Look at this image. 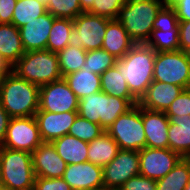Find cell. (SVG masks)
Returning a JSON list of instances; mask_svg holds the SVG:
<instances>
[{
  "label": "cell",
  "mask_w": 190,
  "mask_h": 190,
  "mask_svg": "<svg viewBox=\"0 0 190 190\" xmlns=\"http://www.w3.org/2000/svg\"><path fill=\"white\" fill-rule=\"evenodd\" d=\"M156 51L146 43H136L128 53L117 60L118 68L131 94L140 101L153 81Z\"/></svg>",
  "instance_id": "cell-1"
},
{
  "label": "cell",
  "mask_w": 190,
  "mask_h": 190,
  "mask_svg": "<svg viewBox=\"0 0 190 190\" xmlns=\"http://www.w3.org/2000/svg\"><path fill=\"white\" fill-rule=\"evenodd\" d=\"M39 90V86L12 72L0 80V103L11 118L35 116Z\"/></svg>",
  "instance_id": "cell-2"
},
{
  "label": "cell",
  "mask_w": 190,
  "mask_h": 190,
  "mask_svg": "<svg viewBox=\"0 0 190 190\" xmlns=\"http://www.w3.org/2000/svg\"><path fill=\"white\" fill-rule=\"evenodd\" d=\"M168 0H126L117 20L135 43H146L160 9Z\"/></svg>",
  "instance_id": "cell-3"
},
{
  "label": "cell",
  "mask_w": 190,
  "mask_h": 190,
  "mask_svg": "<svg viewBox=\"0 0 190 190\" xmlns=\"http://www.w3.org/2000/svg\"><path fill=\"white\" fill-rule=\"evenodd\" d=\"M13 72L39 87L63 78L58 54L47 49L25 52L13 66Z\"/></svg>",
  "instance_id": "cell-4"
},
{
  "label": "cell",
  "mask_w": 190,
  "mask_h": 190,
  "mask_svg": "<svg viewBox=\"0 0 190 190\" xmlns=\"http://www.w3.org/2000/svg\"><path fill=\"white\" fill-rule=\"evenodd\" d=\"M132 107L126 99L100 91L81 98L77 112L81 117L99 124L107 131L120 115L125 114Z\"/></svg>",
  "instance_id": "cell-5"
},
{
  "label": "cell",
  "mask_w": 190,
  "mask_h": 190,
  "mask_svg": "<svg viewBox=\"0 0 190 190\" xmlns=\"http://www.w3.org/2000/svg\"><path fill=\"white\" fill-rule=\"evenodd\" d=\"M0 171L7 190H27L34 187L35 172L31 153L0 147Z\"/></svg>",
  "instance_id": "cell-6"
},
{
  "label": "cell",
  "mask_w": 190,
  "mask_h": 190,
  "mask_svg": "<svg viewBox=\"0 0 190 190\" xmlns=\"http://www.w3.org/2000/svg\"><path fill=\"white\" fill-rule=\"evenodd\" d=\"M142 107L137 104L120 115L106 131L121 150L140 151L146 147Z\"/></svg>",
  "instance_id": "cell-7"
},
{
  "label": "cell",
  "mask_w": 190,
  "mask_h": 190,
  "mask_svg": "<svg viewBox=\"0 0 190 190\" xmlns=\"http://www.w3.org/2000/svg\"><path fill=\"white\" fill-rule=\"evenodd\" d=\"M153 81L190 87V59L184 51L157 52L154 61Z\"/></svg>",
  "instance_id": "cell-8"
},
{
  "label": "cell",
  "mask_w": 190,
  "mask_h": 190,
  "mask_svg": "<svg viewBox=\"0 0 190 190\" xmlns=\"http://www.w3.org/2000/svg\"><path fill=\"white\" fill-rule=\"evenodd\" d=\"M110 21L88 12L81 13L73 20V30L68 45L85 51L101 49L106 27Z\"/></svg>",
  "instance_id": "cell-9"
},
{
  "label": "cell",
  "mask_w": 190,
  "mask_h": 190,
  "mask_svg": "<svg viewBox=\"0 0 190 190\" xmlns=\"http://www.w3.org/2000/svg\"><path fill=\"white\" fill-rule=\"evenodd\" d=\"M146 44L156 52L180 50L179 20L168 2L157 13L151 36Z\"/></svg>",
  "instance_id": "cell-10"
},
{
  "label": "cell",
  "mask_w": 190,
  "mask_h": 190,
  "mask_svg": "<svg viewBox=\"0 0 190 190\" xmlns=\"http://www.w3.org/2000/svg\"><path fill=\"white\" fill-rule=\"evenodd\" d=\"M42 142L35 116L12 117L1 147L32 153Z\"/></svg>",
  "instance_id": "cell-11"
},
{
  "label": "cell",
  "mask_w": 190,
  "mask_h": 190,
  "mask_svg": "<svg viewBox=\"0 0 190 190\" xmlns=\"http://www.w3.org/2000/svg\"><path fill=\"white\" fill-rule=\"evenodd\" d=\"M78 97L70 89L64 78L40 87L38 111L51 113L77 112Z\"/></svg>",
  "instance_id": "cell-12"
},
{
  "label": "cell",
  "mask_w": 190,
  "mask_h": 190,
  "mask_svg": "<svg viewBox=\"0 0 190 190\" xmlns=\"http://www.w3.org/2000/svg\"><path fill=\"white\" fill-rule=\"evenodd\" d=\"M139 172V151L120 149L115 158L103 167L104 190H119Z\"/></svg>",
  "instance_id": "cell-13"
},
{
  "label": "cell",
  "mask_w": 190,
  "mask_h": 190,
  "mask_svg": "<svg viewBox=\"0 0 190 190\" xmlns=\"http://www.w3.org/2000/svg\"><path fill=\"white\" fill-rule=\"evenodd\" d=\"M182 158L169 148L145 147L139 151V175L157 181L165 177Z\"/></svg>",
  "instance_id": "cell-14"
},
{
  "label": "cell",
  "mask_w": 190,
  "mask_h": 190,
  "mask_svg": "<svg viewBox=\"0 0 190 190\" xmlns=\"http://www.w3.org/2000/svg\"><path fill=\"white\" fill-rule=\"evenodd\" d=\"M62 178L73 190H104L103 167L89 161L67 165Z\"/></svg>",
  "instance_id": "cell-15"
},
{
  "label": "cell",
  "mask_w": 190,
  "mask_h": 190,
  "mask_svg": "<svg viewBox=\"0 0 190 190\" xmlns=\"http://www.w3.org/2000/svg\"><path fill=\"white\" fill-rule=\"evenodd\" d=\"M32 165L36 177L62 178L66 162L58 155L52 142H42L32 153Z\"/></svg>",
  "instance_id": "cell-16"
},
{
  "label": "cell",
  "mask_w": 190,
  "mask_h": 190,
  "mask_svg": "<svg viewBox=\"0 0 190 190\" xmlns=\"http://www.w3.org/2000/svg\"><path fill=\"white\" fill-rule=\"evenodd\" d=\"M55 19L52 14L46 12L19 28L25 52L47 49L48 37Z\"/></svg>",
  "instance_id": "cell-17"
},
{
  "label": "cell",
  "mask_w": 190,
  "mask_h": 190,
  "mask_svg": "<svg viewBox=\"0 0 190 190\" xmlns=\"http://www.w3.org/2000/svg\"><path fill=\"white\" fill-rule=\"evenodd\" d=\"M78 112L51 113L37 111L35 118L43 142H52L54 139L67 135L74 123Z\"/></svg>",
  "instance_id": "cell-18"
},
{
  "label": "cell",
  "mask_w": 190,
  "mask_h": 190,
  "mask_svg": "<svg viewBox=\"0 0 190 190\" xmlns=\"http://www.w3.org/2000/svg\"><path fill=\"white\" fill-rule=\"evenodd\" d=\"M142 121L146 137V147L168 148L169 118L162 111L142 107Z\"/></svg>",
  "instance_id": "cell-19"
},
{
  "label": "cell",
  "mask_w": 190,
  "mask_h": 190,
  "mask_svg": "<svg viewBox=\"0 0 190 190\" xmlns=\"http://www.w3.org/2000/svg\"><path fill=\"white\" fill-rule=\"evenodd\" d=\"M183 90L177 85L152 81L138 104L149 110L165 112Z\"/></svg>",
  "instance_id": "cell-20"
},
{
  "label": "cell",
  "mask_w": 190,
  "mask_h": 190,
  "mask_svg": "<svg viewBox=\"0 0 190 190\" xmlns=\"http://www.w3.org/2000/svg\"><path fill=\"white\" fill-rule=\"evenodd\" d=\"M135 44V41L117 19L111 20L107 24L102 49L113 55L117 60L123 58Z\"/></svg>",
  "instance_id": "cell-21"
},
{
  "label": "cell",
  "mask_w": 190,
  "mask_h": 190,
  "mask_svg": "<svg viewBox=\"0 0 190 190\" xmlns=\"http://www.w3.org/2000/svg\"><path fill=\"white\" fill-rule=\"evenodd\" d=\"M169 118L168 148L183 158H190V116Z\"/></svg>",
  "instance_id": "cell-22"
},
{
  "label": "cell",
  "mask_w": 190,
  "mask_h": 190,
  "mask_svg": "<svg viewBox=\"0 0 190 190\" xmlns=\"http://www.w3.org/2000/svg\"><path fill=\"white\" fill-rule=\"evenodd\" d=\"M24 53L19 29L12 23H0V55L14 66Z\"/></svg>",
  "instance_id": "cell-23"
},
{
  "label": "cell",
  "mask_w": 190,
  "mask_h": 190,
  "mask_svg": "<svg viewBox=\"0 0 190 190\" xmlns=\"http://www.w3.org/2000/svg\"><path fill=\"white\" fill-rule=\"evenodd\" d=\"M52 144L67 165L88 161V142L86 141L67 134L54 139Z\"/></svg>",
  "instance_id": "cell-24"
},
{
  "label": "cell",
  "mask_w": 190,
  "mask_h": 190,
  "mask_svg": "<svg viewBox=\"0 0 190 190\" xmlns=\"http://www.w3.org/2000/svg\"><path fill=\"white\" fill-rule=\"evenodd\" d=\"M119 150L116 141L105 131L88 142V161L104 167L115 158Z\"/></svg>",
  "instance_id": "cell-25"
},
{
  "label": "cell",
  "mask_w": 190,
  "mask_h": 190,
  "mask_svg": "<svg viewBox=\"0 0 190 190\" xmlns=\"http://www.w3.org/2000/svg\"><path fill=\"white\" fill-rule=\"evenodd\" d=\"M64 79L79 100L84 96L101 91V76L89 72L88 69L70 73Z\"/></svg>",
  "instance_id": "cell-26"
},
{
  "label": "cell",
  "mask_w": 190,
  "mask_h": 190,
  "mask_svg": "<svg viewBox=\"0 0 190 190\" xmlns=\"http://www.w3.org/2000/svg\"><path fill=\"white\" fill-rule=\"evenodd\" d=\"M101 76V91L108 95L126 99L132 106L138 104V100L131 94L128 84L124 81L116 66L109 68Z\"/></svg>",
  "instance_id": "cell-27"
},
{
  "label": "cell",
  "mask_w": 190,
  "mask_h": 190,
  "mask_svg": "<svg viewBox=\"0 0 190 190\" xmlns=\"http://www.w3.org/2000/svg\"><path fill=\"white\" fill-rule=\"evenodd\" d=\"M190 179V158H182L163 178L156 181V190H184Z\"/></svg>",
  "instance_id": "cell-28"
},
{
  "label": "cell",
  "mask_w": 190,
  "mask_h": 190,
  "mask_svg": "<svg viewBox=\"0 0 190 190\" xmlns=\"http://www.w3.org/2000/svg\"><path fill=\"white\" fill-rule=\"evenodd\" d=\"M46 12V5L38 0H17L11 23L19 29Z\"/></svg>",
  "instance_id": "cell-29"
},
{
  "label": "cell",
  "mask_w": 190,
  "mask_h": 190,
  "mask_svg": "<svg viewBox=\"0 0 190 190\" xmlns=\"http://www.w3.org/2000/svg\"><path fill=\"white\" fill-rule=\"evenodd\" d=\"M72 30V19L56 18L48 37L47 50L58 53L60 50L66 48Z\"/></svg>",
  "instance_id": "cell-30"
},
{
  "label": "cell",
  "mask_w": 190,
  "mask_h": 190,
  "mask_svg": "<svg viewBox=\"0 0 190 190\" xmlns=\"http://www.w3.org/2000/svg\"><path fill=\"white\" fill-rule=\"evenodd\" d=\"M86 53L87 51L84 49L70 45L57 53L63 78L82 69V66L85 64Z\"/></svg>",
  "instance_id": "cell-31"
},
{
  "label": "cell",
  "mask_w": 190,
  "mask_h": 190,
  "mask_svg": "<svg viewBox=\"0 0 190 190\" xmlns=\"http://www.w3.org/2000/svg\"><path fill=\"white\" fill-rule=\"evenodd\" d=\"M117 59L104 49L90 50L86 53L85 64L82 69H88L89 72L101 75L109 68L115 66Z\"/></svg>",
  "instance_id": "cell-32"
},
{
  "label": "cell",
  "mask_w": 190,
  "mask_h": 190,
  "mask_svg": "<svg viewBox=\"0 0 190 190\" xmlns=\"http://www.w3.org/2000/svg\"><path fill=\"white\" fill-rule=\"evenodd\" d=\"M46 10L55 18L72 20L83 13L80 0H48Z\"/></svg>",
  "instance_id": "cell-33"
},
{
  "label": "cell",
  "mask_w": 190,
  "mask_h": 190,
  "mask_svg": "<svg viewBox=\"0 0 190 190\" xmlns=\"http://www.w3.org/2000/svg\"><path fill=\"white\" fill-rule=\"evenodd\" d=\"M103 132H105V130L99 124L92 123L80 115H77L68 134L82 141L91 142Z\"/></svg>",
  "instance_id": "cell-34"
},
{
  "label": "cell",
  "mask_w": 190,
  "mask_h": 190,
  "mask_svg": "<svg viewBox=\"0 0 190 190\" xmlns=\"http://www.w3.org/2000/svg\"><path fill=\"white\" fill-rule=\"evenodd\" d=\"M126 0H94L88 13L115 20Z\"/></svg>",
  "instance_id": "cell-35"
},
{
  "label": "cell",
  "mask_w": 190,
  "mask_h": 190,
  "mask_svg": "<svg viewBox=\"0 0 190 190\" xmlns=\"http://www.w3.org/2000/svg\"><path fill=\"white\" fill-rule=\"evenodd\" d=\"M167 116H190V89H184L183 92L170 104L165 111Z\"/></svg>",
  "instance_id": "cell-36"
},
{
  "label": "cell",
  "mask_w": 190,
  "mask_h": 190,
  "mask_svg": "<svg viewBox=\"0 0 190 190\" xmlns=\"http://www.w3.org/2000/svg\"><path fill=\"white\" fill-rule=\"evenodd\" d=\"M34 188L36 190H73L63 178L36 177Z\"/></svg>",
  "instance_id": "cell-37"
},
{
  "label": "cell",
  "mask_w": 190,
  "mask_h": 190,
  "mask_svg": "<svg viewBox=\"0 0 190 190\" xmlns=\"http://www.w3.org/2000/svg\"><path fill=\"white\" fill-rule=\"evenodd\" d=\"M119 190H156V180L137 175L126 181Z\"/></svg>",
  "instance_id": "cell-38"
},
{
  "label": "cell",
  "mask_w": 190,
  "mask_h": 190,
  "mask_svg": "<svg viewBox=\"0 0 190 190\" xmlns=\"http://www.w3.org/2000/svg\"><path fill=\"white\" fill-rule=\"evenodd\" d=\"M168 3L174 8L179 21L190 20V0H168Z\"/></svg>",
  "instance_id": "cell-39"
},
{
  "label": "cell",
  "mask_w": 190,
  "mask_h": 190,
  "mask_svg": "<svg viewBox=\"0 0 190 190\" xmlns=\"http://www.w3.org/2000/svg\"><path fill=\"white\" fill-rule=\"evenodd\" d=\"M17 0H0V23H11Z\"/></svg>",
  "instance_id": "cell-40"
},
{
  "label": "cell",
  "mask_w": 190,
  "mask_h": 190,
  "mask_svg": "<svg viewBox=\"0 0 190 190\" xmlns=\"http://www.w3.org/2000/svg\"><path fill=\"white\" fill-rule=\"evenodd\" d=\"M179 43L182 51L190 46V20L179 21Z\"/></svg>",
  "instance_id": "cell-41"
},
{
  "label": "cell",
  "mask_w": 190,
  "mask_h": 190,
  "mask_svg": "<svg viewBox=\"0 0 190 190\" xmlns=\"http://www.w3.org/2000/svg\"><path fill=\"white\" fill-rule=\"evenodd\" d=\"M10 118L0 103V147L4 142Z\"/></svg>",
  "instance_id": "cell-42"
},
{
  "label": "cell",
  "mask_w": 190,
  "mask_h": 190,
  "mask_svg": "<svg viewBox=\"0 0 190 190\" xmlns=\"http://www.w3.org/2000/svg\"><path fill=\"white\" fill-rule=\"evenodd\" d=\"M13 72V65L0 55V80Z\"/></svg>",
  "instance_id": "cell-43"
},
{
  "label": "cell",
  "mask_w": 190,
  "mask_h": 190,
  "mask_svg": "<svg viewBox=\"0 0 190 190\" xmlns=\"http://www.w3.org/2000/svg\"><path fill=\"white\" fill-rule=\"evenodd\" d=\"M94 0H80L81 9L83 12H88L93 6Z\"/></svg>",
  "instance_id": "cell-44"
},
{
  "label": "cell",
  "mask_w": 190,
  "mask_h": 190,
  "mask_svg": "<svg viewBox=\"0 0 190 190\" xmlns=\"http://www.w3.org/2000/svg\"><path fill=\"white\" fill-rule=\"evenodd\" d=\"M185 54L187 55V57L190 59V46L187 47L185 50H184Z\"/></svg>",
  "instance_id": "cell-45"
},
{
  "label": "cell",
  "mask_w": 190,
  "mask_h": 190,
  "mask_svg": "<svg viewBox=\"0 0 190 190\" xmlns=\"http://www.w3.org/2000/svg\"><path fill=\"white\" fill-rule=\"evenodd\" d=\"M184 190H190V179H189V182L187 183L186 187Z\"/></svg>",
  "instance_id": "cell-46"
},
{
  "label": "cell",
  "mask_w": 190,
  "mask_h": 190,
  "mask_svg": "<svg viewBox=\"0 0 190 190\" xmlns=\"http://www.w3.org/2000/svg\"><path fill=\"white\" fill-rule=\"evenodd\" d=\"M3 187V183H2V176H1V171H0V188Z\"/></svg>",
  "instance_id": "cell-47"
},
{
  "label": "cell",
  "mask_w": 190,
  "mask_h": 190,
  "mask_svg": "<svg viewBox=\"0 0 190 190\" xmlns=\"http://www.w3.org/2000/svg\"><path fill=\"white\" fill-rule=\"evenodd\" d=\"M39 2L44 3L45 5L47 4L48 0H38Z\"/></svg>",
  "instance_id": "cell-48"
},
{
  "label": "cell",
  "mask_w": 190,
  "mask_h": 190,
  "mask_svg": "<svg viewBox=\"0 0 190 190\" xmlns=\"http://www.w3.org/2000/svg\"><path fill=\"white\" fill-rule=\"evenodd\" d=\"M0 190H7V189H6V188H4V187H1V188H0Z\"/></svg>",
  "instance_id": "cell-49"
},
{
  "label": "cell",
  "mask_w": 190,
  "mask_h": 190,
  "mask_svg": "<svg viewBox=\"0 0 190 190\" xmlns=\"http://www.w3.org/2000/svg\"><path fill=\"white\" fill-rule=\"evenodd\" d=\"M27 190H36L34 187L30 188V189H27Z\"/></svg>",
  "instance_id": "cell-50"
}]
</instances>
